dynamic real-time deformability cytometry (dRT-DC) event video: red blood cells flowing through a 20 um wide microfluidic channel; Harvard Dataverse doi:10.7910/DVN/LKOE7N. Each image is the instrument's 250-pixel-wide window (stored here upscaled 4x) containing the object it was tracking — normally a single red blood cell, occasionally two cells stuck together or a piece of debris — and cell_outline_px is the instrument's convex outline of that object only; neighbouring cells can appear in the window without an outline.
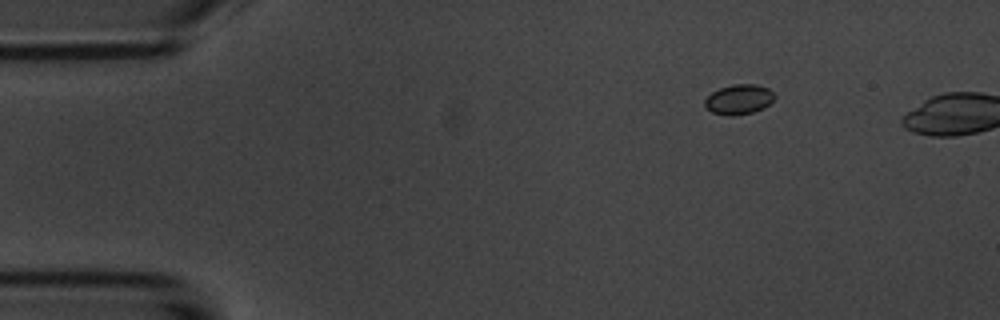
{"species": "common noctule bat (a hibernating species)", "species_latin": "Nyctalus noctula", "temperature_condition": "room temperature", "stored_images_in_passage": 4, "camera_frame_rate_fps": 3000, "um_per_image_px": 0.085, "animal": {"sex": "male", "body_mass_g": 20.1, "forearm_length_mm": 53.5}, "frame": {"image": 1, "passage_image": 1, "time_ms": 0.0, "image_size_px": [1000, 320], "cell_outline_px": [[776, 96], [764, 108], [752, 112], [732, 116], [728, 116], [712, 112], [704, 108], [704, 100], [712, 92], [720, 88], [732, 84], [756, 84], [768, 88]], "centroid_in_image_um": [62.78, 8.45], "position_along_channel_um": 22.2, "area_um2": 12.2}}